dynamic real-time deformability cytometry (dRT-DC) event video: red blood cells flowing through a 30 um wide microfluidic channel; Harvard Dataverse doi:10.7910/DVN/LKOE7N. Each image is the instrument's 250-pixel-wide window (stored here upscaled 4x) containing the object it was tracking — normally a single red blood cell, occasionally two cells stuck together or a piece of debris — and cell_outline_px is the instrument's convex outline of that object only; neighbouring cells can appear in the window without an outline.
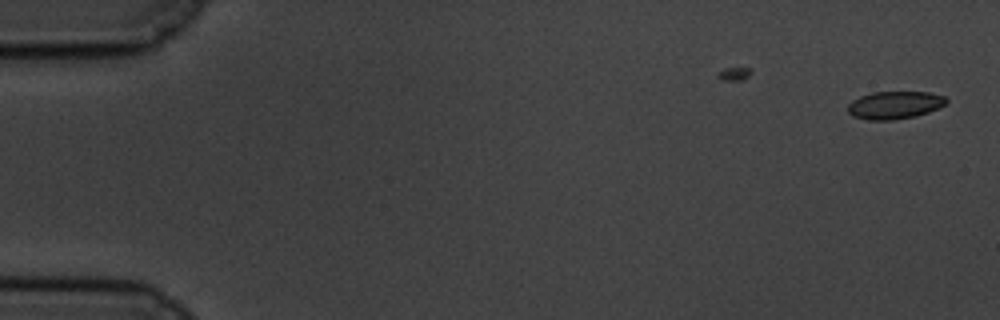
{"species": "common noctule bat (a hibernating species)", "species_latin": "Nyctalus noctula", "temperature_condition": "cold", "stored_images_in_passage": 16, "camera_frame_rate_fps": 3000, "um_per_image_px": 0.085, "animal": {"sex": "male", "body_mass_g": 19.5, "forearm_length_mm": 54.6}, "frame": {"image": 1, "passage_image": 1, "time_ms": 0.0, "image_size_px": [1000, 320], "cell_outline_px": [[948, 100], [944, 104], [928, 112], [916, 116], [892, 120], [868, 120], [852, 116], [848, 112], [848, 104], [852, 100], [860, 96], [872, 92], [928, 92], [944, 96]], "centroid_in_image_um": [76.0, 8.93], "position_along_channel_um": 9.0, "area_um2": 15.84}}